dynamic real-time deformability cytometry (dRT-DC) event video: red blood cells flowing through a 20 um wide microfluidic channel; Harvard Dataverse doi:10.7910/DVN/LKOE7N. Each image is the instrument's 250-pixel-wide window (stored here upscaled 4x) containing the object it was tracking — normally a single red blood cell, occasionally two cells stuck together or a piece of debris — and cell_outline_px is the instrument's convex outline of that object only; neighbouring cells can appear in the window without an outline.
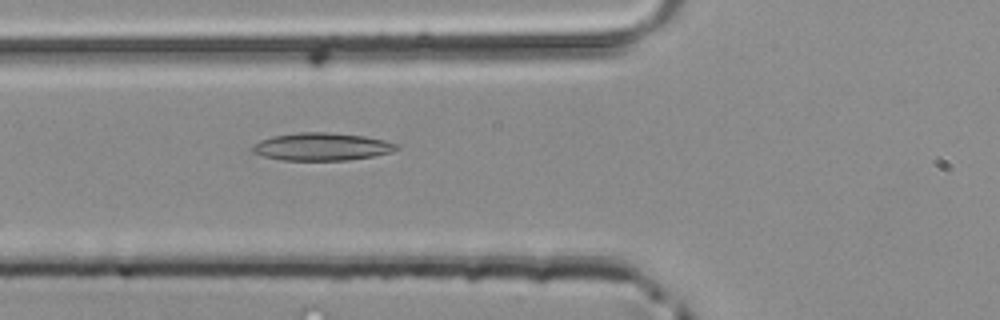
{"species": "common noctule bat (a hibernating species)", "species_latin": "Nyctalus noctula", "temperature_condition": "room temperature", "stored_images_in_passage": 39, "camera_frame_rate_fps": 3000, "um_per_image_px": 0.085, "animal": {"sex": "male", "body_mass_g": 20.4}, "frame": {"image": 1, "passage_image": 9, "time_ms": 2.667, "image_size_px": [1000, 320], "cell_outline_px": [[400, 148], [392, 152], [372, 156], [348, 160], [280, 160], [264, 156], [252, 152], [252, 144], [260, 140], [272, 136], [296, 132], [328, 132], [364, 136], [384, 140], [396, 144]], "centroid_in_image_um": [27.32, 12.46], "position_along_channel_um": 98.5, "area_um2": 23.29}}
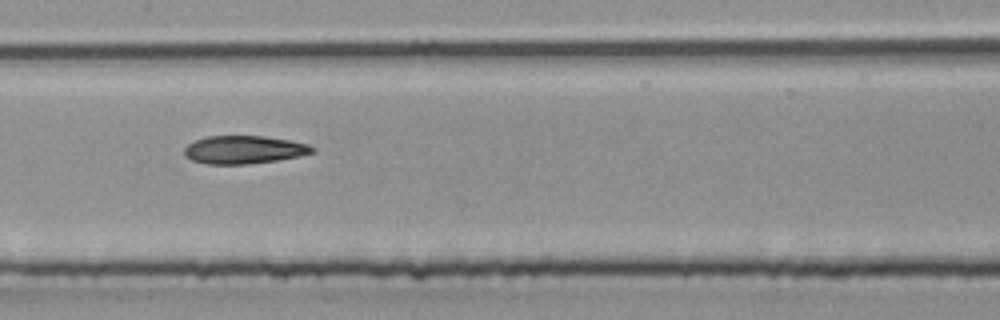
{"frame": {"image": 2, "passage_image": 15, "time_ms": 4.667, "image_size_px": [1000, 320], "cell_outline_px": [[316, 148], [312, 152], [300, 156], [276, 160], [248, 164], [208, 164], [192, 160], [184, 156], [184, 148], [188, 144], [204, 136], [264, 136], [288, 140], [308, 144]], "centroid_in_image_um": [20.71, 12.72], "position_along_channel_um": 186.7, "area_um2": 20.87}}
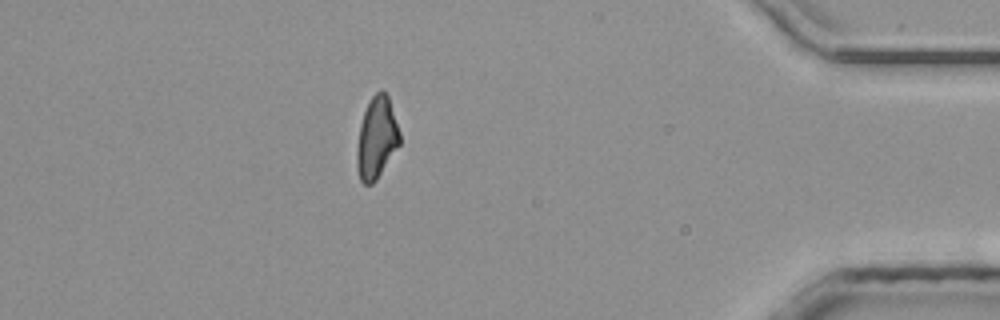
{"frame": {"image": 3, "passage_image": 33, "time_ms": 10.667, "image_size_px": [1000, 320], "cell_outline_px": [[400, 144], [376, 180], [372, 184], [364, 184], [360, 180], [356, 168], [356, 148], [360, 124], [364, 112], [372, 96], [380, 88], [388, 96], [400, 132]], "centroid_in_image_um": [32.0, 11.74], "position_along_channel_um": 403.2, "area_um2": 20.4}}